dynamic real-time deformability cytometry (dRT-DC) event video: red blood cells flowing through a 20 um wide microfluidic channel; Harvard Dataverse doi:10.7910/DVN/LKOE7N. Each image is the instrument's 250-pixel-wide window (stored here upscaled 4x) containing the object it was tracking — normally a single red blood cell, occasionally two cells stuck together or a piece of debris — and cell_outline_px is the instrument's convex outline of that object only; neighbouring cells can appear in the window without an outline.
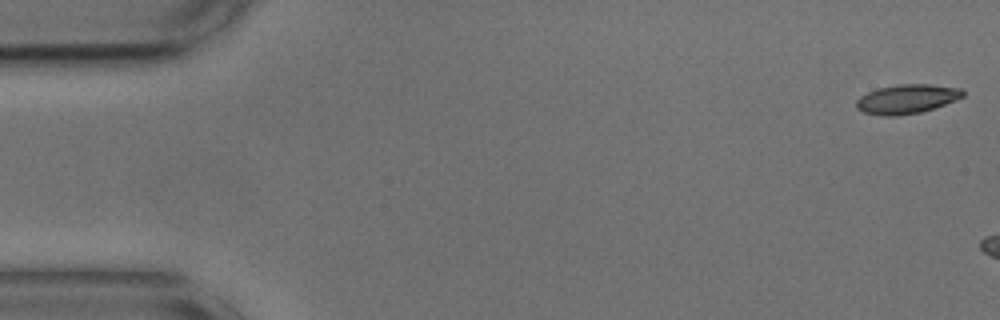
{"species": "common noctule bat (a hibernating species)", "species_latin": "Nyctalus noctula", "temperature_condition": "cold", "stored_images_in_passage": 6, "camera_frame_rate_fps": 3000, "um_per_image_px": 0.085, "animal": {"sex": "male", "body_mass_g": 17.9, "forearm_length_mm": 54.2}, "frame": {"image": 1, "passage_image": 1, "time_ms": 0.0, "image_size_px": [1000, 320], "cell_outline_px": [[964, 96], [956, 100], [920, 112], [896, 116], [884, 116], [864, 112], [856, 108], [856, 100], [860, 96], [876, 88], [900, 84], [928, 84], [960, 88], [964, 92]], "centroid_in_image_um": [77.05, 8.41], "position_along_channel_um": 7.9, "area_um2": 18.03}}